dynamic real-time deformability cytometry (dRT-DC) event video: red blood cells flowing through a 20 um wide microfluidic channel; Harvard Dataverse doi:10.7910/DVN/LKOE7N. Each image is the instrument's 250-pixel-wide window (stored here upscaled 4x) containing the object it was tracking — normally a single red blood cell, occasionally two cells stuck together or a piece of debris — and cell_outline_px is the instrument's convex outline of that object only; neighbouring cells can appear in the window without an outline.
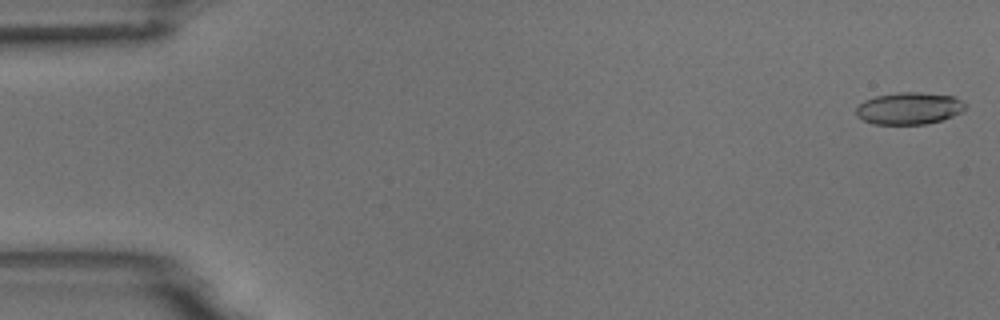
{"species": "common noctule bat (a hibernating species)", "species_latin": "Nyctalus noctula", "temperature_condition": "room temperature", "stored_images_in_passage": 4, "camera_frame_rate_fps": 3000, "um_per_image_px": 0.085, "animal": {"sex": "male", "body_mass_g": 18.8}, "frame": {"image": 1, "passage_image": 1, "time_ms": 0.0, "image_size_px": [1000, 320], "cell_outline_px": [[964, 108], [960, 112], [952, 116], [928, 124], [872, 124], [856, 116], [856, 108], [864, 100], [876, 96], [900, 92], [920, 92], [952, 96], [960, 100], [964, 104]], "centroid_in_image_um": [77.23, 9.21], "position_along_channel_um": 7.8, "area_um2": 20.17}}